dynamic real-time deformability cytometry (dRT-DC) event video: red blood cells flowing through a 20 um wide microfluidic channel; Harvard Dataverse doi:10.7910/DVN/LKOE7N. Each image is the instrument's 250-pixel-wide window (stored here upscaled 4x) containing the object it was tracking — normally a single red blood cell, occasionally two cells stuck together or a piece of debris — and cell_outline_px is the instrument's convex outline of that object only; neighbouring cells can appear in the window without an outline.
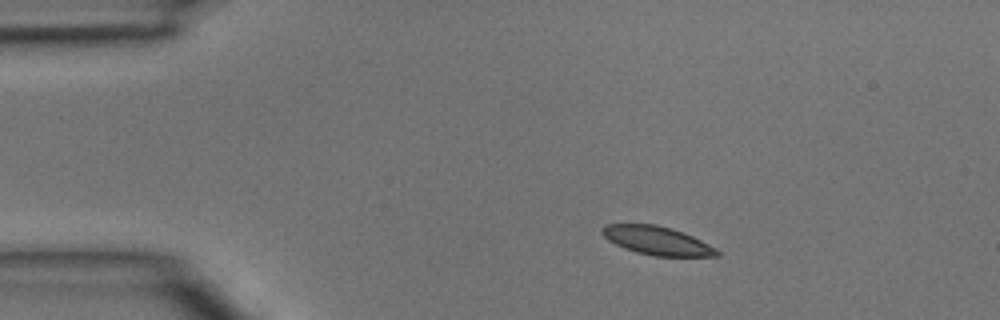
{"species": "common noctule bat (a hibernating species)", "species_latin": "Nyctalus noctula", "temperature_condition": "room temperature", "stored_images_in_passage": 45, "camera_frame_rate_fps": 3000, "um_per_image_px": 0.085, "animal": {"sex": "male", "body_mass_g": 15.6}, "frame": {"image": 1, "passage_image": 7, "time_ms": 2.0, "image_size_px": [1000, 320], "cell_outline_px": [[720, 256], [652, 256], [636, 252], [624, 248], [608, 240], [600, 232], [600, 228], [604, 224], [656, 224], [672, 228], [692, 236], [716, 248], [720, 252]], "centroid_in_image_um": [55.82, 20.45], "position_along_channel_um": 29.2, "area_um2": 19.13}}
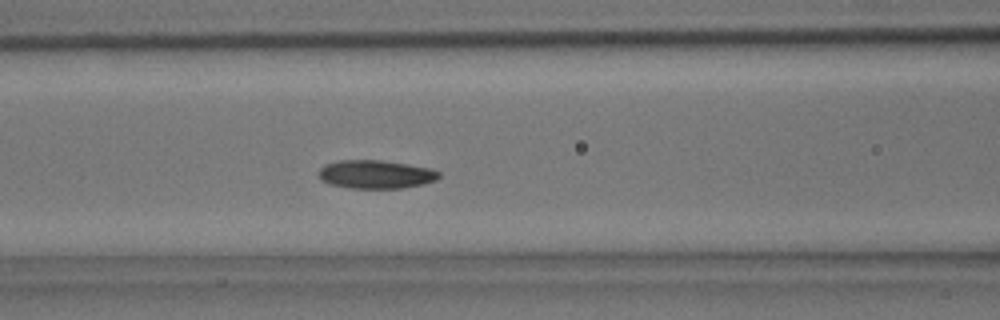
{"frame": {"image": 2, "passage_image": 18, "time_ms": 5.667, "image_size_px": [1000, 320], "cell_outline_px": [[440, 176], [436, 180], [424, 184], [404, 188], [348, 188], [328, 184], [320, 180], [320, 168], [324, 164], [340, 160], [380, 160], [408, 164], [432, 168], [440, 172]], "centroid_in_image_um": [31.95, 14.82], "position_along_channel_um": 134.6, "area_um2": 20.11}}
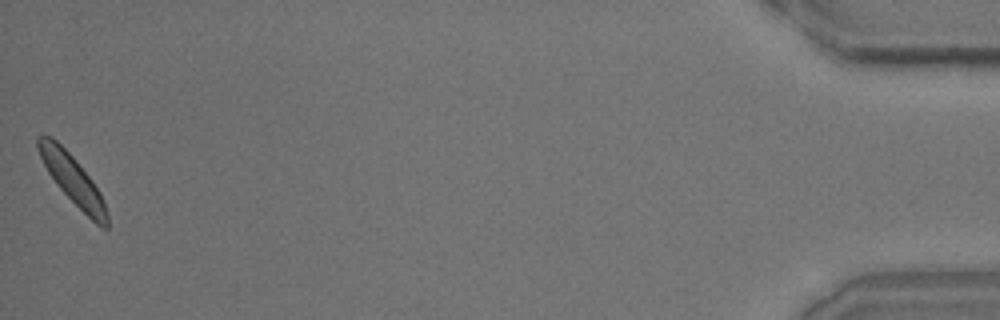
{"frame": {"image": 3, "passage_image": 45, "time_ms": 14.667, "image_size_px": [1000, 320], "cell_outline_px": [[108, 228], [100, 228], [56, 184], [48, 172], [36, 148], [36, 136], [52, 136], [72, 156], [92, 180], [100, 192], [108, 216]], "centroid_in_image_um": [6.15, 15.25], "position_along_channel_um": 429.0, "area_um2": 19.19}}